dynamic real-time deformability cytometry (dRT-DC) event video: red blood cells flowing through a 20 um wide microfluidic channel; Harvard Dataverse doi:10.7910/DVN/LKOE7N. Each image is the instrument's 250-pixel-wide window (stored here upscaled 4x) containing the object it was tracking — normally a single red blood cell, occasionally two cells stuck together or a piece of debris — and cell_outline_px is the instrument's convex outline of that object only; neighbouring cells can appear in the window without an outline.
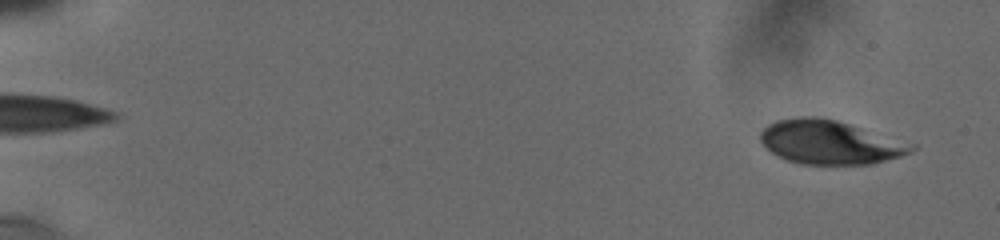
{"species": "human", "species_latin": "Homo sapiens", "temperature_condition": "cold", "stored_images_in_passage": 52, "camera_frame_rate_fps": 3000, "um_per_image_px": 0.085, "donor": {"sex": "male"}, "frame": {"image": 1, "passage_image": 4, "time_ms": 1.0, "image_size_px": [1000, 240], "cell_outline_px": [[916, 148], [912, 152], [900, 156], [872, 164], [804, 164], [784, 160], [772, 152], [760, 140], [760, 132], [768, 124], [776, 120], [796, 116], [820, 116], [836, 120], [916, 144]], "centroid_in_image_um": [70.54, 12.08], "position_along_channel_um": 14.5, "area_um2": 38.67}}
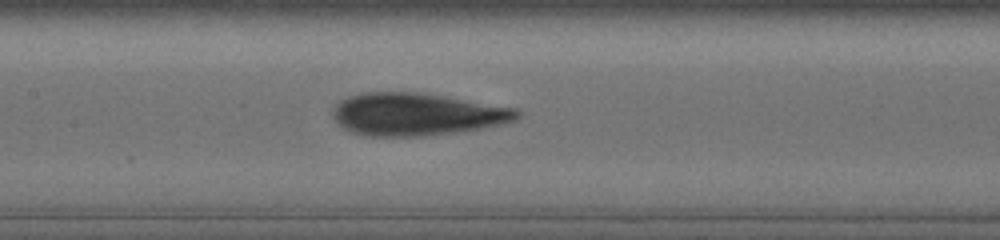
{"frame": {"image": 2, "passage_image": 36, "time_ms": 9.667, "image_size_px": [1000, 240], "cell_outline_px": [[520, 116], [512, 120], [500, 124], [480, 128], [452, 132], [420, 136], [368, 136], [352, 132], [344, 128], [332, 116], [332, 108], [340, 100], [348, 96], [364, 92], [428, 92], [516, 108], [520, 112]], "centroid_in_image_um": [35.39, 9.68], "position_along_channel_um": 172.0, "area_um2": 45.72}}
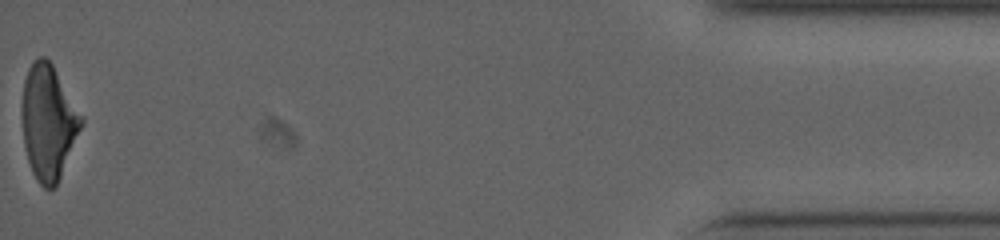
{"frame": {"image": 3, "passage_image": 52, "time_ms": 18.667, "image_size_px": [1000, 240], "cell_outline_px": [[84, 120], [60, 176], [56, 184], [52, 188], [44, 188], [36, 180], [32, 172], [28, 160], [24, 144], [20, 112], [24, 80], [28, 68], [40, 56], [44, 56], [52, 64], [84, 116]], "centroid_in_image_um": [4.09, 10.35], "position_along_channel_um": 431.1, "area_um2": 39.54}, "authors_computed_cell_mechanics": {"area_um2": 40.8068, "velocity_mm_per_s": 3.7724, "shape_relaxation_time_tau1_ms": 7.5759, "shape_relaxation_time_tau2_ms": 1.8423, "deformation_change_tau1": 0.1908, "deformation_change_tau2": 0.0825}}